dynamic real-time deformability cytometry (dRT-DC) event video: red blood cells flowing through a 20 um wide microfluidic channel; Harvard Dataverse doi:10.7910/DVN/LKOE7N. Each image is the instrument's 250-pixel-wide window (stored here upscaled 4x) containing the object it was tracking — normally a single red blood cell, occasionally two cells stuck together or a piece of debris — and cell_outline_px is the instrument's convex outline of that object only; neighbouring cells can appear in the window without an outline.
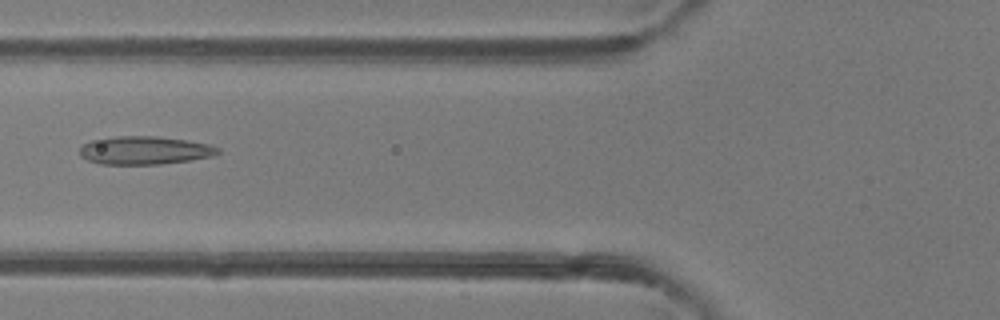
{"species": "common noctule bat (a hibernating species)", "species_latin": "Nyctalus noctula", "temperature_condition": "room temperature", "stored_images_in_passage": 35, "camera_frame_rate_fps": 3000, "um_per_image_px": 0.085, "animal": {"sex": "female"}, "frame": {"image": 1, "passage_image": 5, "time_ms": 1.333, "image_size_px": [1000, 320], "cell_outline_px": [[220, 152], [212, 156], [188, 160], [160, 164], [100, 164], [88, 160], [80, 156], [80, 148], [84, 144], [92, 140], [116, 136], [156, 136], [184, 140], [208, 144], [220, 148]], "centroid_in_image_um": [12.27, 12.78], "position_along_channel_um": 113.5, "area_um2": 22.48}}
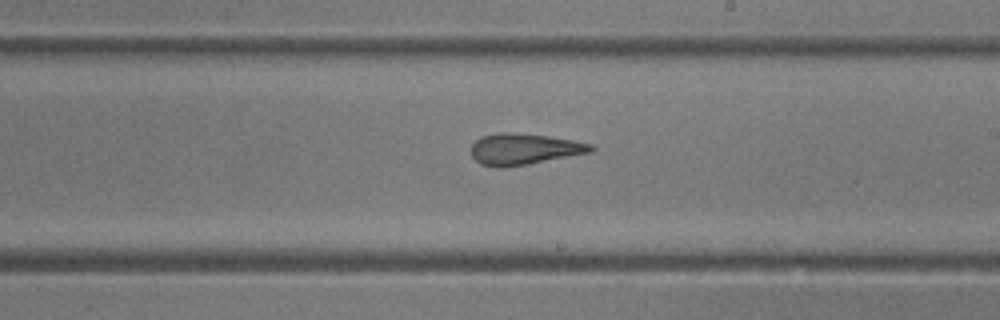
{"frame": {"image": 2, "passage_image": 14, "time_ms": 4.333, "image_size_px": [1000, 320], "cell_outline_px": [[596, 148], [592, 152], [528, 164], [500, 168], [480, 164], [472, 156], [472, 144], [476, 140], [484, 136], [500, 132], [508, 132], [548, 136], [572, 140], [592, 144]], "centroid_in_image_um": [44.56, 12.68], "position_along_channel_um": 244.4, "area_um2": 21.62}}
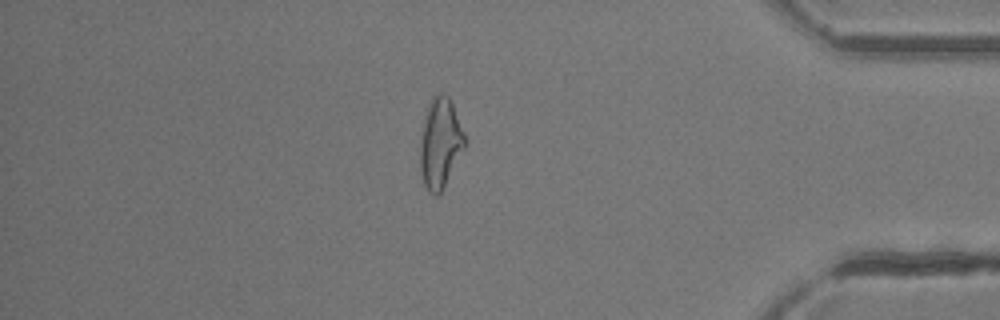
{"frame": {"image": 3, "passage_image": 27, "time_ms": 8.667, "image_size_px": [1000, 320], "cell_outline_px": [[464, 148], [440, 196], [436, 196], [428, 192], [424, 184], [420, 172], [420, 132], [424, 116], [428, 104], [432, 96], [440, 92], [444, 92], [448, 96], [452, 104], [464, 132]], "centroid_in_image_um": [37.38, 12.18], "position_along_channel_um": 397.8, "area_um2": 23.7}, "authors_computed_cell_mechanics": {"area_um2": 22.0218, "velocity_mm_per_s": 4.3539, "shape_relaxation_time_tau1_ms": null, "shape_relaxation_time_tau2_ms": 2.3969, "deformation_change_tau1": null, "deformation_change_tau2": 0.1287}}